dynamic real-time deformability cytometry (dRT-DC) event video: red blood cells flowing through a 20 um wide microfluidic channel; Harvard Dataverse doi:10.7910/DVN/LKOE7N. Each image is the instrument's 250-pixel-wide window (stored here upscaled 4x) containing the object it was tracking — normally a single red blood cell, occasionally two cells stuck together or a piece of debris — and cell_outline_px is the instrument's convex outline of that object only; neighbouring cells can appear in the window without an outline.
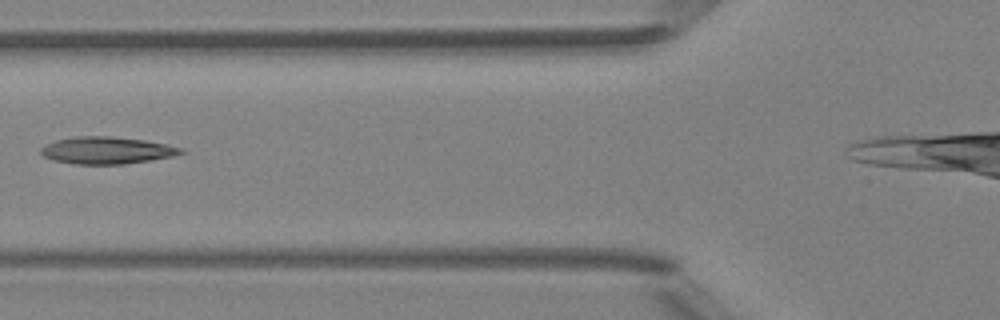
{"species": "Egyptian fruit bat (a non-hibernating species)", "species_latin": "Rousettus aegyptiacus", "temperature_condition": "room temperature", "stored_images_in_passage": 2, "camera_frame_rate_fps": 3000, "um_per_image_px": 0.085, "animal": {"sex": "female"}, "frame": {"image": 1, "passage_image": 2, "time_ms": 1.0, "image_size_px": [1000, 320], "cell_outline_px": [[188, 152], [172, 156], [124, 164], [76, 164], [56, 160], [44, 156], [40, 152], [40, 148], [44, 144], [56, 140], [76, 136], [108, 136], [144, 140], [184, 148]], "centroid_in_image_um": [9.08, 12.77], "position_along_channel_um": 116.7, "area_um2": 21.96}}